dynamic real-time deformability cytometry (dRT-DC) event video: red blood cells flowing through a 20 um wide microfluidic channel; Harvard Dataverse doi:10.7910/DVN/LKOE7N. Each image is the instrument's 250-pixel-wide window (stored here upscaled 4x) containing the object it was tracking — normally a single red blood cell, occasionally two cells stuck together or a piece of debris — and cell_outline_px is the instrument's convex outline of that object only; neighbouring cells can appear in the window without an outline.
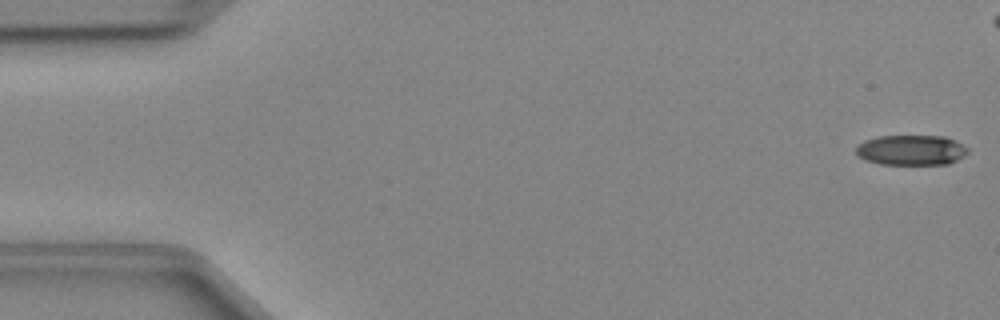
{"species": "Egyptian fruit bat (a non-hibernating species)", "species_latin": "Rousettus aegyptiacus", "temperature_condition": "cold", "stored_images_in_passage": 42, "camera_frame_rate_fps": 3000, "um_per_image_px": 0.085, "animal": {"sex": "female"}, "frame": {"image": 1, "passage_image": 1, "time_ms": 0.0, "image_size_px": [1000, 320], "cell_outline_px": [[968, 152], [964, 156], [948, 164], [880, 164], [864, 160], [856, 156], [856, 144], [864, 140], [880, 136], [944, 136], [968, 148]], "centroid_in_image_um": [77.39, 12.76], "position_along_channel_um": 7.6, "area_um2": 19.71}}
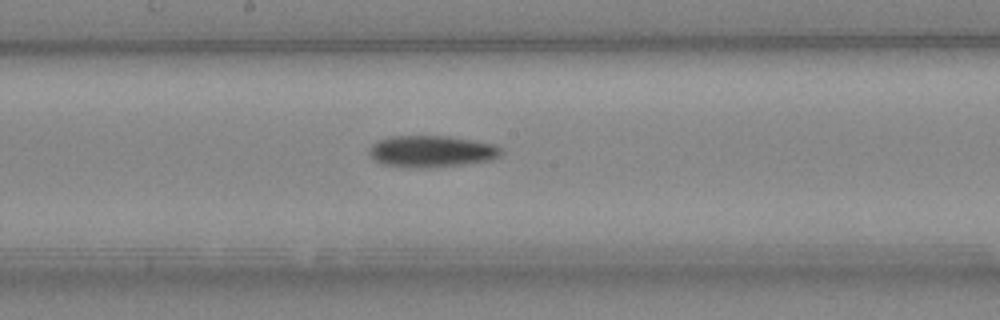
{"frame": {"image": 2, "passage_image": 25, "time_ms": 8.0, "image_size_px": [1000, 320], "cell_outline_px": [[500, 156], [492, 160], [464, 164], [432, 168], [408, 168], [384, 164], [376, 160], [368, 152], [368, 148], [376, 140], [388, 136], [448, 136], [496, 144], [500, 148]], "centroid_in_image_um": [36.66, 12.87], "position_along_channel_um": 211.5, "area_um2": 24.57}}
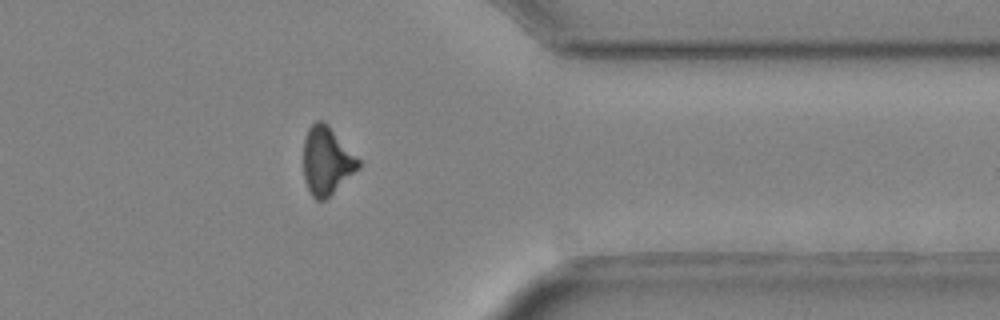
{"frame": {"image": 3, "passage_image": 38, "time_ms": 12.333, "image_size_px": [1000, 320], "cell_outline_px": [[360, 168], [324, 200], [316, 200], [312, 196], [304, 180], [304, 136], [308, 128], [316, 120], [324, 120], [328, 124], [360, 160]], "centroid_in_image_um": [27.76, 13.64], "position_along_channel_um": 383.6, "area_um2": 21.73}}